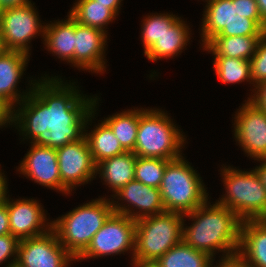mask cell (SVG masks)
I'll return each instance as SVG.
<instances>
[{"instance_id":"obj_1","label":"cell","mask_w":266,"mask_h":267,"mask_svg":"<svg viewBox=\"0 0 266 267\" xmlns=\"http://www.w3.org/2000/svg\"><path fill=\"white\" fill-rule=\"evenodd\" d=\"M61 77H38L32 92L14 107L12 127L21 141L57 149L84 137L95 96L83 94L75 81Z\"/></svg>"},{"instance_id":"obj_2","label":"cell","mask_w":266,"mask_h":267,"mask_svg":"<svg viewBox=\"0 0 266 267\" xmlns=\"http://www.w3.org/2000/svg\"><path fill=\"white\" fill-rule=\"evenodd\" d=\"M210 198L192 212L184 214L192 221L185 224L183 219L182 241L195 250L221 258L215 263L236 259L240 246V227L242 220L230 209L219 203L211 204Z\"/></svg>"},{"instance_id":"obj_3","label":"cell","mask_w":266,"mask_h":267,"mask_svg":"<svg viewBox=\"0 0 266 267\" xmlns=\"http://www.w3.org/2000/svg\"><path fill=\"white\" fill-rule=\"evenodd\" d=\"M200 29L204 47L215 36H262L266 23L256 0H205Z\"/></svg>"},{"instance_id":"obj_4","label":"cell","mask_w":266,"mask_h":267,"mask_svg":"<svg viewBox=\"0 0 266 267\" xmlns=\"http://www.w3.org/2000/svg\"><path fill=\"white\" fill-rule=\"evenodd\" d=\"M147 108L140 109L134 154L138 157L170 161L183 156L182 148L187 143V136L183 135L184 132L168 116L169 113L159 107Z\"/></svg>"},{"instance_id":"obj_5","label":"cell","mask_w":266,"mask_h":267,"mask_svg":"<svg viewBox=\"0 0 266 267\" xmlns=\"http://www.w3.org/2000/svg\"><path fill=\"white\" fill-rule=\"evenodd\" d=\"M112 202L108 196H99L80 204L61 217L52 220L63 247L77 259L89 246L93 236L113 213Z\"/></svg>"},{"instance_id":"obj_6","label":"cell","mask_w":266,"mask_h":267,"mask_svg":"<svg viewBox=\"0 0 266 267\" xmlns=\"http://www.w3.org/2000/svg\"><path fill=\"white\" fill-rule=\"evenodd\" d=\"M184 156L167 163L159 187L166 212L187 214L210 197L202 177Z\"/></svg>"},{"instance_id":"obj_7","label":"cell","mask_w":266,"mask_h":267,"mask_svg":"<svg viewBox=\"0 0 266 267\" xmlns=\"http://www.w3.org/2000/svg\"><path fill=\"white\" fill-rule=\"evenodd\" d=\"M221 166L225 194L215 202L230 209L242 221L266 219V189L256 171H243L226 164Z\"/></svg>"},{"instance_id":"obj_8","label":"cell","mask_w":266,"mask_h":267,"mask_svg":"<svg viewBox=\"0 0 266 267\" xmlns=\"http://www.w3.org/2000/svg\"><path fill=\"white\" fill-rule=\"evenodd\" d=\"M183 214L164 212L136 221L133 264L154 263L182 242Z\"/></svg>"},{"instance_id":"obj_9","label":"cell","mask_w":266,"mask_h":267,"mask_svg":"<svg viewBox=\"0 0 266 267\" xmlns=\"http://www.w3.org/2000/svg\"><path fill=\"white\" fill-rule=\"evenodd\" d=\"M136 221L126 215L112 213L93 236L87 249L76 259L87 260L130 253L133 264Z\"/></svg>"},{"instance_id":"obj_10","label":"cell","mask_w":266,"mask_h":267,"mask_svg":"<svg viewBox=\"0 0 266 267\" xmlns=\"http://www.w3.org/2000/svg\"><path fill=\"white\" fill-rule=\"evenodd\" d=\"M35 3L0 10V33L7 50L31 55L33 38H44L45 25L35 8ZM41 22V23H40Z\"/></svg>"},{"instance_id":"obj_11","label":"cell","mask_w":266,"mask_h":267,"mask_svg":"<svg viewBox=\"0 0 266 267\" xmlns=\"http://www.w3.org/2000/svg\"><path fill=\"white\" fill-rule=\"evenodd\" d=\"M56 152L63 195H71L76 187L88 184L96 178L97 165L85 137L57 148Z\"/></svg>"},{"instance_id":"obj_12","label":"cell","mask_w":266,"mask_h":267,"mask_svg":"<svg viewBox=\"0 0 266 267\" xmlns=\"http://www.w3.org/2000/svg\"><path fill=\"white\" fill-rule=\"evenodd\" d=\"M76 259L60 243L56 231L19 240L15 264L20 267H69Z\"/></svg>"},{"instance_id":"obj_13","label":"cell","mask_w":266,"mask_h":267,"mask_svg":"<svg viewBox=\"0 0 266 267\" xmlns=\"http://www.w3.org/2000/svg\"><path fill=\"white\" fill-rule=\"evenodd\" d=\"M233 117V137L253 160L266 158V114L248 99L239 106Z\"/></svg>"},{"instance_id":"obj_14","label":"cell","mask_w":266,"mask_h":267,"mask_svg":"<svg viewBox=\"0 0 266 267\" xmlns=\"http://www.w3.org/2000/svg\"><path fill=\"white\" fill-rule=\"evenodd\" d=\"M109 198L114 213L135 221L166 212L159 189L136 180L128 182Z\"/></svg>"},{"instance_id":"obj_15","label":"cell","mask_w":266,"mask_h":267,"mask_svg":"<svg viewBox=\"0 0 266 267\" xmlns=\"http://www.w3.org/2000/svg\"><path fill=\"white\" fill-rule=\"evenodd\" d=\"M7 196V211L11 234L18 240L42 235L52 228L43 205L36 199ZM48 221V222H47Z\"/></svg>"},{"instance_id":"obj_16","label":"cell","mask_w":266,"mask_h":267,"mask_svg":"<svg viewBox=\"0 0 266 267\" xmlns=\"http://www.w3.org/2000/svg\"><path fill=\"white\" fill-rule=\"evenodd\" d=\"M107 38L108 34L104 31L75 21L74 67L89 73L104 74L107 68Z\"/></svg>"},{"instance_id":"obj_17","label":"cell","mask_w":266,"mask_h":267,"mask_svg":"<svg viewBox=\"0 0 266 267\" xmlns=\"http://www.w3.org/2000/svg\"><path fill=\"white\" fill-rule=\"evenodd\" d=\"M17 172L47 189L61 193V178L55 148L30 143Z\"/></svg>"},{"instance_id":"obj_18","label":"cell","mask_w":266,"mask_h":267,"mask_svg":"<svg viewBox=\"0 0 266 267\" xmlns=\"http://www.w3.org/2000/svg\"><path fill=\"white\" fill-rule=\"evenodd\" d=\"M30 56L20 51L7 50L0 56V98L7 102L13 109L21 103L33 90L36 78H31L26 90H18V84L25 75ZM33 79V80H32ZM29 87V88H28Z\"/></svg>"},{"instance_id":"obj_19","label":"cell","mask_w":266,"mask_h":267,"mask_svg":"<svg viewBox=\"0 0 266 267\" xmlns=\"http://www.w3.org/2000/svg\"><path fill=\"white\" fill-rule=\"evenodd\" d=\"M245 267H266V219L241 222L237 258Z\"/></svg>"},{"instance_id":"obj_20","label":"cell","mask_w":266,"mask_h":267,"mask_svg":"<svg viewBox=\"0 0 266 267\" xmlns=\"http://www.w3.org/2000/svg\"><path fill=\"white\" fill-rule=\"evenodd\" d=\"M95 96L96 97L93 102L94 109L88 116L85 123L84 137L88 143L94 163L97 165L104 159L123 154L126 151L122 148L119 140L115 137L111 128L103 120H98L101 123L98 122L97 125L94 124L95 126L93 125V130H87L90 128L89 125H92V121L96 119L95 114H97L96 111L99 108L98 101L100 98L96 94Z\"/></svg>"},{"instance_id":"obj_21","label":"cell","mask_w":266,"mask_h":267,"mask_svg":"<svg viewBox=\"0 0 266 267\" xmlns=\"http://www.w3.org/2000/svg\"><path fill=\"white\" fill-rule=\"evenodd\" d=\"M66 17L46 23L42 42L53 56L74 66L75 20L69 14Z\"/></svg>"},{"instance_id":"obj_22","label":"cell","mask_w":266,"mask_h":267,"mask_svg":"<svg viewBox=\"0 0 266 267\" xmlns=\"http://www.w3.org/2000/svg\"><path fill=\"white\" fill-rule=\"evenodd\" d=\"M181 16L168 28L144 54L151 62L175 58L190 44L191 28ZM169 58V59H168Z\"/></svg>"},{"instance_id":"obj_23","label":"cell","mask_w":266,"mask_h":267,"mask_svg":"<svg viewBox=\"0 0 266 267\" xmlns=\"http://www.w3.org/2000/svg\"><path fill=\"white\" fill-rule=\"evenodd\" d=\"M136 155L134 152L104 159L96 166V175L108 186L110 191L116 193L128 182L134 180Z\"/></svg>"},{"instance_id":"obj_24","label":"cell","mask_w":266,"mask_h":267,"mask_svg":"<svg viewBox=\"0 0 266 267\" xmlns=\"http://www.w3.org/2000/svg\"><path fill=\"white\" fill-rule=\"evenodd\" d=\"M262 36H215L202 50L212 56H226L250 60L255 54L257 45Z\"/></svg>"},{"instance_id":"obj_25","label":"cell","mask_w":266,"mask_h":267,"mask_svg":"<svg viewBox=\"0 0 266 267\" xmlns=\"http://www.w3.org/2000/svg\"><path fill=\"white\" fill-rule=\"evenodd\" d=\"M68 14L79 24L94 27L109 33L107 25L113 23L118 16L106 5L95 0H75Z\"/></svg>"},{"instance_id":"obj_26","label":"cell","mask_w":266,"mask_h":267,"mask_svg":"<svg viewBox=\"0 0 266 267\" xmlns=\"http://www.w3.org/2000/svg\"><path fill=\"white\" fill-rule=\"evenodd\" d=\"M140 119V108L125 109L120 113L102 119L112 130L126 152H134L138 124Z\"/></svg>"},{"instance_id":"obj_27","label":"cell","mask_w":266,"mask_h":267,"mask_svg":"<svg viewBox=\"0 0 266 267\" xmlns=\"http://www.w3.org/2000/svg\"><path fill=\"white\" fill-rule=\"evenodd\" d=\"M209 254L195 250L183 241L170 248L155 264L159 267H216Z\"/></svg>"},{"instance_id":"obj_28","label":"cell","mask_w":266,"mask_h":267,"mask_svg":"<svg viewBox=\"0 0 266 267\" xmlns=\"http://www.w3.org/2000/svg\"><path fill=\"white\" fill-rule=\"evenodd\" d=\"M213 59L215 75L223 84H240L247 81L253 86L249 60L226 56H213Z\"/></svg>"},{"instance_id":"obj_29","label":"cell","mask_w":266,"mask_h":267,"mask_svg":"<svg viewBox=\"0 0 266 267\" xmlns=\"http://www.w3.org/2000/svg\"><path fill=\"white\" fill-rule=\"evenodd\" d=\"M141 26V44H143L144 54L154 45L157 39L168 29L179 16L173 13H150L143 16Z\"/></svg>"},{"instance_id":"obj_30","label":"cell","mask_w":266,"mask_h":267,"mask_svg":"<svg viewBox=\"0 0 266 267\" xmlns=\"http://www.w3.org/2000/svg\"><path fill=\"white\" fill-rule=\"evenodd\" d=\"M169 161L161 158L136 156L134 180L159 189L166 165Z\"/></svg>"},{"instance_id":"obj_31","label":"cell","mask_w":266,"mask_h":267,"mask_svg":"<svg viewBox=\"0 0 266 267\" xmlns=\"http://www.w3.org/2000/svg\"><path fill=\"white\" fill-rule=\"evenodd\" d=\"M249 61L254 89L255 85L266 81V32L260 38L255 54Z\"/></svg>"},{"instance_id":"obj_32","label":"cell","mask_w":266,"mask_h":267,"mask_svg":"<svg viewBox=\"0 0 266 267\" xmlns=\"http://www.w3.org/2000/svg\"><path fill=\"white\" fill-rule=\"evenodd\" d=\"M18 244L19 240L12 234L0 236V265L3 263H8L7 266L15 264Z\"/></svg>"},{"instance_id":"obj_33","label":"cell","mask_w":266,"mask_h":267,"mask_svg":"<svg viewBox=\"0 0 266 267\" xmlns=\"http://www.w3.org/2000/svg\"><path fill=\"white\" fill-rule=\"evenodd\" d=\"M251 91L248 100L266 114V81L258 83Z\"/></svg>"},{"instance_id":"obj_34","label":"cell","mask_w":266,"mask_h":267,"mask_svg":"<svg viewBox=\"0 0 266 267\" xmlns=\"http://www.w3.org/2000/svg\"><path fill=\"white\" fill-rule=\"evenodd\" d=\"M13 125V108L0 98V129Z\"/></svg>"},{"instance_id":"obj_35","label":"cell","mask_w":266,"mask_h":267,"mask_svg":"<svg viewBox=\"0 0 266 267\" xmlns=\"http://www.w3.org/2000/svg\"><path fill=\"white\" fill-rule=\"evenodd\" d=\"M5 234H11L9 227V214L7 211V199L2 205H0V236Z\"/></svg>"},{"instance_id":"obj_36","label":"cell","mask_w":266,"mask_h":267,"mask_svg":"<svg viewBox=\"0 0 266 267\" xmlns=\"http://www.w3.org/2000/svg\"><path fill=\"white\" fill-rule=\"evenodd\" d=\"M1 166V164H0ZM2 168V167H0ZM7 176L4 174V171L0 169V205H2L4 202H6L7 199V194L9 193L8 190V181H7Z\"/></svg>"},{"instance_id":"obj_37","label":"cell","mask_w":266,"mask_h":267,"mask_svg":"<svg viewBox=\"0 0 266 267\" xmlns=\"http://www.w3.org/2000/svg\"><path fill=\"white\" fill-rule=\"evenodd\" d=\"M256 162H260L259 166L257 165L255 168H253L256 173L258 174L261 183L266 189V158L258 159Z\"/></svg>"},{"instance_id":"obj_38","label":"cell","mask_w":266,"mask_h":267,"mask_svg":"<svg viewBox=\"0 0 266 267\" xmlns=\"http://www.w3.org/2000/svg\"><path fill=\"white\" fill-rule=\"evenodd\" d=\"M99 2L102 5H106L108 8H110L117 16H119V10L122 7L121 3L123 0H95Z\"/></svg>"},{"instance_id":"obj_39","label":"cell","mask_w":266,"mask_h":267,"mask_svg":"<svg viewBox=\"0 0 266 267\" xmlns=\"http://www.w3.org/2000/svg\"><path fill=\"white\" fill-rule=\"evenodd\" d=\"M33 3L31 0H0V10L8 7H16Z\"/></svg>"},{"instance_id":"obj_40","label":"cell","mask_w":266,"mask_h":267,"mask_svg":"<svg viewBox=\"0 0 266 267\" xmlns=\"http://www.w3.org/2000/svg\"><path fill=\"white\" fill-rule=\"evenodd\" d=\"M262 20L266 23V0H256Z\"/></svg>"},{"instance_id":"obj_41","label":"cell","mask_w":266,"mask_h":267,"mask_svg":"<svg viewBox=\"0 0 266 267\" xmlns=\"http://www.w3.org/2000/svg\"><path fill=\"white\" fill-rule=\"evenodd\" d=\"M220 264L223 267H245L238 259L227 260Z\"/></svg>"},{"instance_id":"obj_42","label":"cell","mask_w":266,"mask_h":267,"mask_svg":"<svg viewBox=\"0 0 266 267\" xmlns=\"http://www.w3.org/2000/svg\"><path fill=\"white\" fill-rule=\"evenodd\" d=\"M132 267H159L155 263L132 264Z\"/></svg>"},{"instance_id":"obj_43","label":"cell","mask_w":266,"mask_h":267,"mask_svg":"<svg viewBox=\"0 0 266 267\" xmlns=\"http://www.w3.org/2000/svg\"><path fill=\"white\" fill-rule=\"evenodd\" d=\"M7 51L6 47H5V43L1 37V33H0V56L3 55L5 52Z\"/></svg>"},{"instance_id":"obj_44","label":"cell","mask_w":266,"mask_h":267,"mask_svg":"<svg viewBox=\"0 0 266 267\" xmlns=\"http://www.w3.org/2000/svg\"><path fill=\"white\" fill-rule=\"evenodd\" d=\"M5 267H20V266H18V265H16V264H12V265L7 266V265L5 264Z\"/></svg>"},{"instance_id":"obj_45","label":"cell","mask_w":266,"mask_h":267,"mask_svg":"<svg viewBox=\"0 0 266 267\" xmlns=\"http://www.w3.org/2000/svg\"><path fill=\"white\" fill-rule=\"evenodd\" d=\"M216 267H223V266L220 263H218Z\"/></svg>"}]
</instances>
